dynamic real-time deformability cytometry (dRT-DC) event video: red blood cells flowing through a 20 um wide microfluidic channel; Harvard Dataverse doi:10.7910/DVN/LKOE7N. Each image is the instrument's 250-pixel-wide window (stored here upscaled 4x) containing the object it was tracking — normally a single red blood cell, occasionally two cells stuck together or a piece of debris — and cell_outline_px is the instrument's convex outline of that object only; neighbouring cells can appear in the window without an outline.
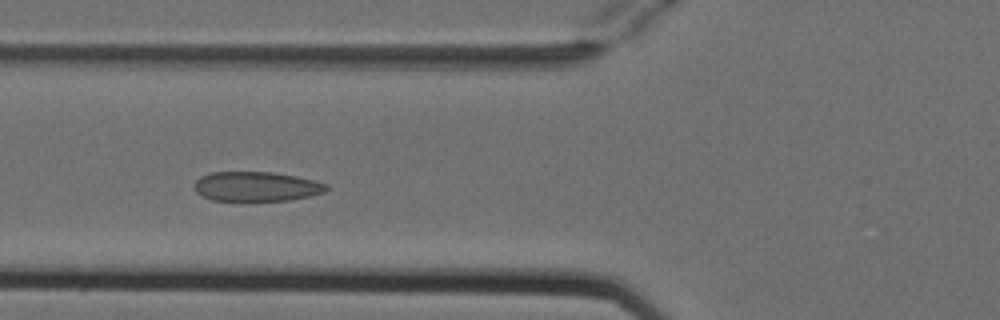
{"species": "Egyptian fruit bat (a non-hibernating species)", "species_latin": "Rousettus aegyptiacus", "temperature_condition": "cold", "stored_images_in_passage": 6, "camera_frame_rate_fps": 3000, "um_per_image_px": 0.085, "animal": {"sex": "female"}, "frame": {"image": 1, "passage_image": 5, "time_ms": 1.333, "image_size_px": [1000, 320], "cell_outline_px": [[328, 188], [324, 192], [308, 196], [288, 200], [252, 204], [240, 204], [212, 200], [196, 192], [192, 184], [200, 176], [212, 172], [272, 172], [296, 176], [328, 184]], "centroid_in_image_um": [21.72, 15.91], "position_along_channel_um": 104.1, "area_um2": 23.87}}
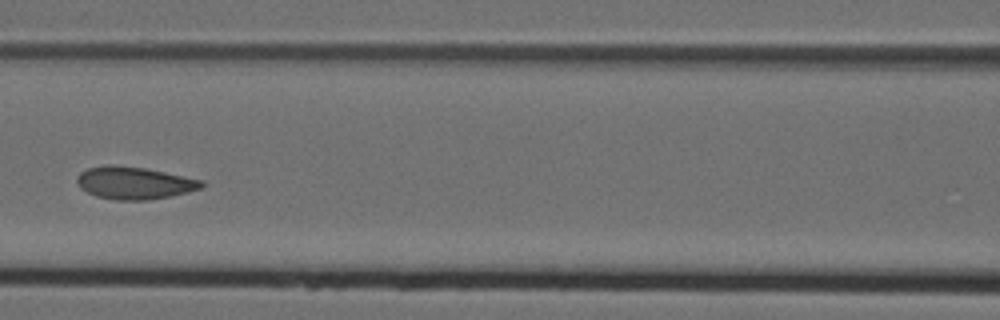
{"frame": {"image": 2, "passage_image": 6, "time_ms": 1.667, "image_size_px": [1000, 320], "cell_outline_px": [[204, 188], [188, 192], [148, 200], [116, 200], [96, 196], [80, 188], [76, 180], [76, 176], [80, 172], [88, 168], [104, 164], [112, 164], [144, 168], [204, 180]], "centroid_in_image_um": [11.4, 15.54], "position_along_channel_um": 155.2, "area_um2": 23.64}}